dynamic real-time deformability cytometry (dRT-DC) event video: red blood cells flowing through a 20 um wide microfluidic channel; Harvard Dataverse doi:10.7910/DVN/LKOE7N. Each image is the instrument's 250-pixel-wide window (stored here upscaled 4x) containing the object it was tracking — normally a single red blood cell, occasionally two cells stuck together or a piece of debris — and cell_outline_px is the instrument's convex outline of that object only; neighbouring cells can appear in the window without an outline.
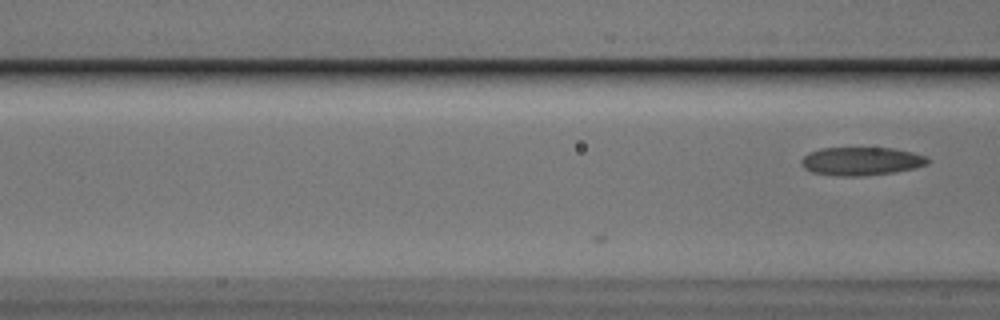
{"species": "Egyptian fruit bat (a non-hibernating species)", "species_latin": "Rousettus aegyptiacus", "temperature_condition": "cold", "stored_images_in_passage": 7, "camera_frame_rate_fps": 3000, "um_per_image_px": 0.085, "animal": {"sex": "male"}, "frame": {"image": 1, "passage_image": 7, "time_ms": 2.0, "image_size_px": [1000, 320], "cell_outline_px": [[932, 160], [928, 164], [896, 172], [860, 176], [836, 176], [812, 172], [804, 168], [800, 164], [800, 160], [808, 152], [820, 148], [892, 148], [912, 152], [928, 156]], "centroid_in_image_um": [73.21, 13.7], "position_along_channel_um": 93.4, "area_um2": 21.04}}